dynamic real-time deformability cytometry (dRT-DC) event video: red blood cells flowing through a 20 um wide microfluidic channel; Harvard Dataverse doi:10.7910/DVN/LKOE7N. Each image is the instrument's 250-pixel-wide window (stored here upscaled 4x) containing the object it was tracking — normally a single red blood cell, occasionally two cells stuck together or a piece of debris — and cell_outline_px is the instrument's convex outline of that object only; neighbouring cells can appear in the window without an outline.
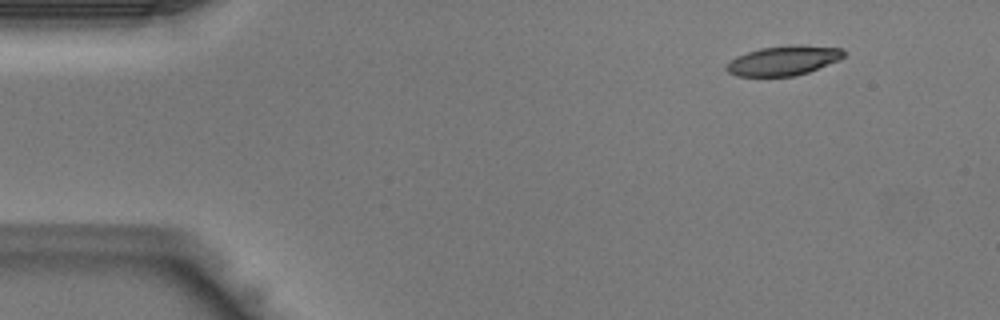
{"species": "Egyptian fruit bat (a non-hibernating species)", "species_latin": "Rousettus aegyptiacus", "temperature_condition": "warm", "stored_images_in_passage": 6, "camera_frame_rate_fps": 3000, "um_per_image_px": 0.085, "animal": {"sex": "male"}, "frame": {"image": 1, "passage_image": 1, "time_ms": 0.0, "image_size_px": [1000, 320], "cell_outline_px": [[848, 52], [840, 60], [808, 72], [796, 76], [736, 76], [728, 72], [724, 68], [736, 56], [760, 48], [840, 48]], "centroid_in_image_um": [66.55, 5.22], "position_along_channel_um": 18.4, "area_um2": 19.13}}